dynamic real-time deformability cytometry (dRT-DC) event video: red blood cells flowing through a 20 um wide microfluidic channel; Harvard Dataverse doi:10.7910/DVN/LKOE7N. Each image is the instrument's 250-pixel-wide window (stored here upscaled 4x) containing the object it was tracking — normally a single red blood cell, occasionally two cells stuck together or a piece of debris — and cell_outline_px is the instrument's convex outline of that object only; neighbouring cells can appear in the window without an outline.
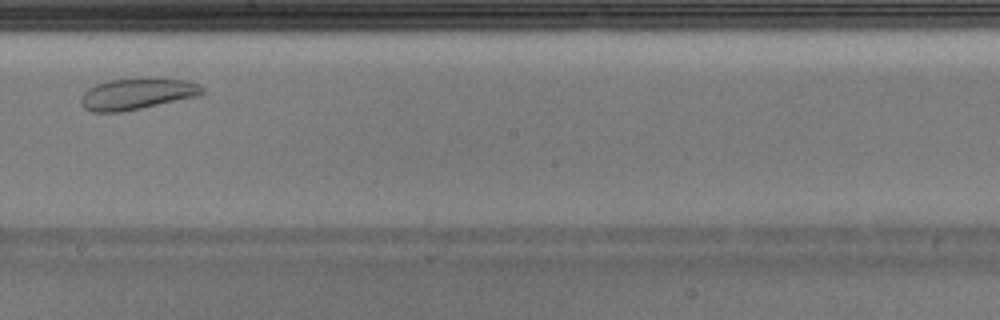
{"species": "Egyptian fruit bat (a non-hibernating species)", "species_latin": "Rousettus aegyptiacus", "temperature_condition": "warm", "stored_images_in_passage": 26, "camera_frame_rate_fps": 3000, "um_per_image_px": 0.085, "animal": {"sex": "male"}, "frame": {"image": 1, "passage_image": 15, "time_ms": 4.667, "image_size_px": [1000, 320], "cell_outline_px": [[204, 92], [196, 96], [140, 108], [120, 112], [92, 112], [84, 108], [80, 104], [80, 96], [88, 88], [96, 84], [108, 80], [148, 76], [188, 80], [200, 84], [204, 88]], "centroid_in_image_um": [11.63, 7.94], "position_along_channel_um": 236.6, "area_um2": 22.6}}